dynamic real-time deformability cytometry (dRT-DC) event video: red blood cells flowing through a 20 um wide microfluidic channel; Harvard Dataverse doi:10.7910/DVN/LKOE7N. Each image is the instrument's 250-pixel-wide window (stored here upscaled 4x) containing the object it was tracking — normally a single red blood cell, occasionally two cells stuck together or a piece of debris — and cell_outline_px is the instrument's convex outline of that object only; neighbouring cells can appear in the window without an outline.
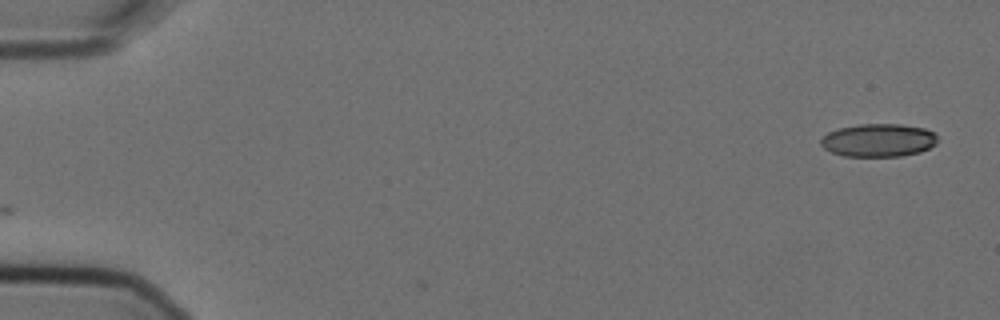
{"species": "Egyptian fruit bat (a non-hibernating species)", "species_latin": "Rousettus aegyptiacus", "temperature_condition": "cold", "stored_images_in_passage": 6, "segment_of_instrument_passage": [2, 2], "camera_frame_rate_fps": 3000, "um_per_image_px": 0.085, "animal": {"sex": "female"}, "frame": {"image": 1, "passage_image": 6, "time_ms": 1.667, "image_size_px": [1000, 320], "cell_outline_px": [[936, 144], [920, 152], [900, 156], [844, 156], [832, 152], [824, 148], [820, 144], [820, 140], [828, 132], [840, 128], [860, 124], [900, 124], [924, 128], [932, 132], [936, 136]], "centroid_in_image_um": [74.65, 11.92], "position_along_channel_um": 10.3, "area_um2": 22.31}}